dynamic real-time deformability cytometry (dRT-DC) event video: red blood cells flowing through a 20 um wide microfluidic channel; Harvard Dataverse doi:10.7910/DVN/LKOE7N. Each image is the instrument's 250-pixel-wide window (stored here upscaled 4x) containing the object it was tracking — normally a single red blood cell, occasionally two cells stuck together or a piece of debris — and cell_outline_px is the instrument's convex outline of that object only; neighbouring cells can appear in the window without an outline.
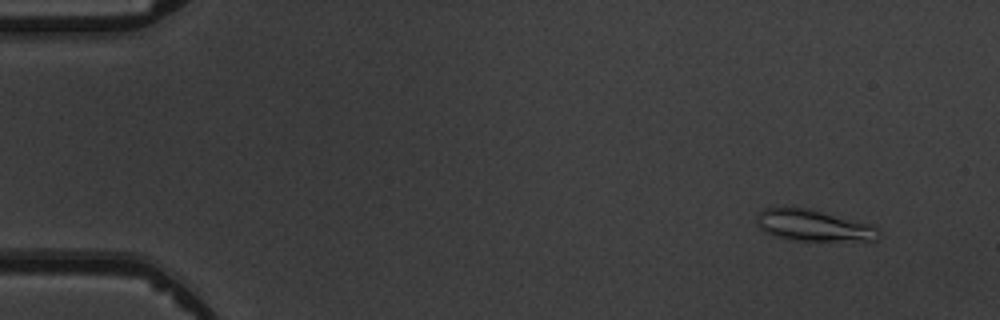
{"species": "common noctule bat (a hibernating species)", "species_latin": "Nyctalus noctula", "temperature_condition": "warm", "stored_images_in_passage": 5, "camera_frame_rate_fps": 3000, "um_per_image_px": 0.085, "animal": {"sex": "male", "body_mass_g": 19.5, "forearm_length_mm": 54.6}, "frame": {"image": 1, "passage_image": 2, "time_ms": 1.0, "image_size_px": [1000, 320], "cell_outline_px": [[880, 236], [876, 240], [792, 240], [772, 236], [764, 232], [760, 228], [756, 220], [756, 216], [764, 208], [808, 208], [872, 224], [880, 232]], "centroid_in_image_um": [69.13, 19.17], "position_along_channel_um": 15.9, "area_um2": 22.14}}